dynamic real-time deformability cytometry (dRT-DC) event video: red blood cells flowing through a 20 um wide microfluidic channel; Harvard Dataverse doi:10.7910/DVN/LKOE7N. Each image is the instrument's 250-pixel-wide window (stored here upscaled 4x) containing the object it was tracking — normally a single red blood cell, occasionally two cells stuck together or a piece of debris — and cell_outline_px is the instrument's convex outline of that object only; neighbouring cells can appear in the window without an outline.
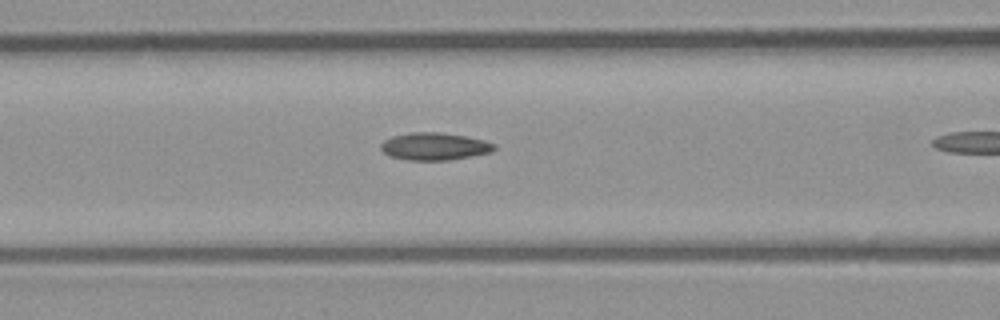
{"species": "common noctule bat (a hibernating species)", "species_latin": "Nyctalus noctula", "temperature_condition": "room temperature", "stored_images_in_passage": 10, "camera_frame_rate_fps": 3000, "um_per_image_px": 0.085, "animal": {"sex": "male", "body_mass_g": 23.1, "forearm_length_mm": 52.7}, "frame": {"image": 1, "passage_image": 9, "time_ms": 2.667, "image_size_px": [1000, 320], "cell_outline_px": [[496, 148], [492, 152], [448, 160], [408, 160], [388, 156], [380, 148], [380, 144], [384, 140], [392, 136], [412, 132], [440, 132], [464, 136], [484, 140], [496, 144]], "centroid_in_image_um": [36.92, 12.44], "position_along_channel_um": 129.7, "area_um2": 18.15}}